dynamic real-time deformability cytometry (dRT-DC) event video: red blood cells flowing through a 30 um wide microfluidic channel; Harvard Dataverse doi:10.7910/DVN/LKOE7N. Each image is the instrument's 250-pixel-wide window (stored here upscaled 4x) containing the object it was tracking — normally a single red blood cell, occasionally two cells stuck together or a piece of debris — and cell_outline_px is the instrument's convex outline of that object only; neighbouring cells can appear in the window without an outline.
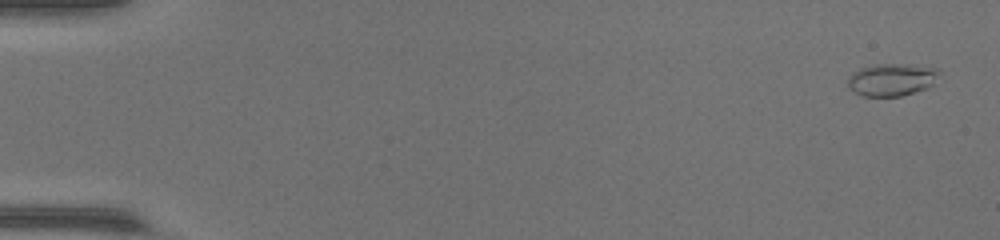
{"species": "common noctule bat (a hibernating species)", "species_latin": "Nyctalus noctula", "temperature_condition": "warm", "stored_images_in_passage": 54, "camera_frame_rate_fps": 3000, "um_per_image_px": 0.085, "animal": {"sex": "female", "body_mass_g": 17.0, "forearm_length_mm": 48.0}, "frame": {"image": 1, "passage_image": 2, "time_ms": 0.333, "image_size_px": [1000, 240], "cell_outline_px": [[940, 72], [932, 84], [928, 88], [900, 96], [864, 96], [848, 88], [848, 76], [852, 72], [860, 68], [872, 64], [908, 64], [940, 68]], "centroid_in_image_um": [75.79, 6.75], "position_along_channel_um": 9.2, "area_um2": 17.4}}
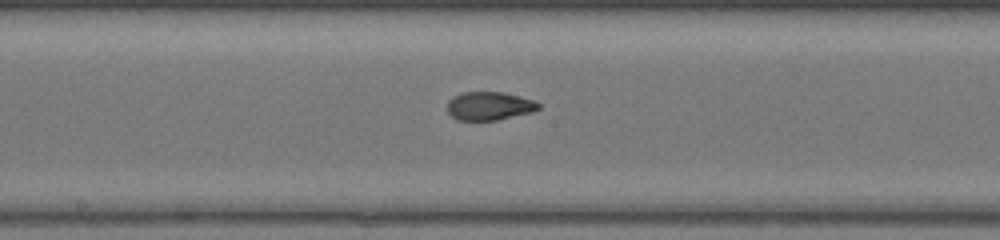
{"frame": {"image": 2, "passage_image": 30, "time_ms": 9.667, "image_size_px": [1000, 240], "cell_outline_px": [[540, 108], [532, 112], [496, 120], [456, 120], [448, 112], [448, 100], [452, 96], [464, 92], [504, 92], [536, 100], [540, 104]], "centroid_in_image_um": [41.6, 9.0], "position_along_channel_um": 206.6, "area_um2": 15.2}}
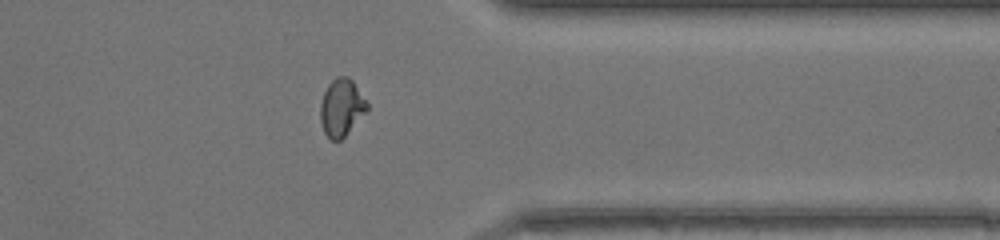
{"frame": {"image": 3, "passage_image": 44, "time_ms": 14.333, "image_size_px": [1000, 240], "cell_outline_px": [[368, 108], [344, 136], [340, 140], [332, 140], [324, 132], [320, 120], [320, 104], [324, 92], [328, 84], [336, 76], [348, 76], [352, 80], [368, 104]], "centroid_in_image_um": [28.99, 9.11], "position_along_channel_um": 382.4, "area_um2": 15.26}}